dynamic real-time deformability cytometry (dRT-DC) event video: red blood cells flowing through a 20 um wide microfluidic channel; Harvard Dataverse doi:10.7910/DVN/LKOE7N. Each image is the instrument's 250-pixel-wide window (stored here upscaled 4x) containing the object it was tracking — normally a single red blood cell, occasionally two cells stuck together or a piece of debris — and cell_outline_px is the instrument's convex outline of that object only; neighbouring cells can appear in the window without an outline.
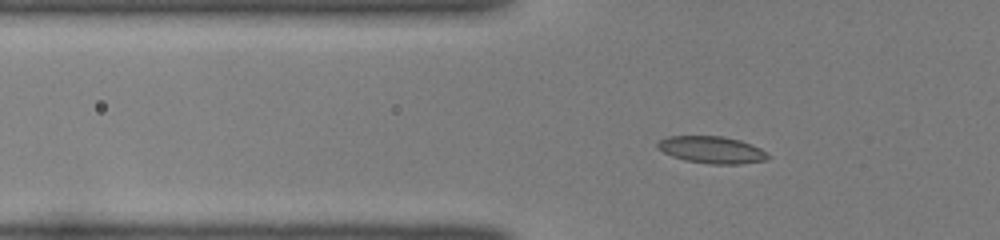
{"species": "common noctule bat (a hibernating species)", "species_latin": "Nyctalus noctula", "temperature_condition": "room temperature", "stored_images_in_passage": 48, "camera_frame_rate_fps": 3000, "um_per_image_px": 0.085, "animal": {"sex": "female", "body_mass_g": 22.0, "forearm_length_mm": 56.7}, "frame": {"image": 1, "passage_image": 14, "time_ms": 4.333, "image_size_px": [1000, 240], "cell_outline_px": [[772, 156], [764, 160], [740, 164], [708, 164], [684, 160], [672, 156], [656, 148], [656, 144], [660, 140], [668, 136], [724, 136], [740, 140], [752, 144], [760, 148]], "centroid_in_image_um": [60.5, 12.73], "position_along_channel_um": 65.3, "area_um2": 17.51}}
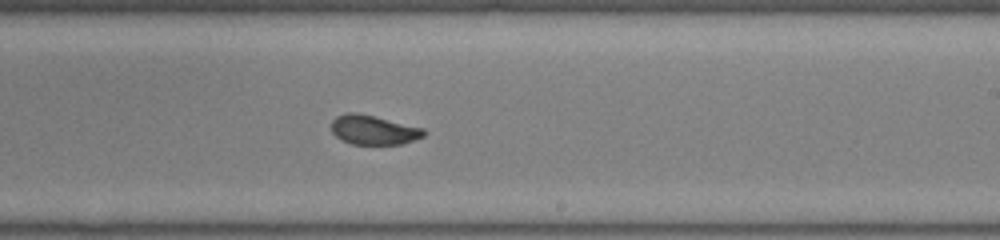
{"frame": {"image": 2, "passage_image": 29, "time_ms": 9.333, "image_size_px": [1000, 240], "cell_outline_px": [[428, 132], [424, 136], [400, 144], [352, 144], [340, 140], [332, 132], [332, 120], [336, 116], [348, 112], [356, 112], [424, 128]], "centroid_in_image_um": [31.74, 11.04], "position_along_channel_um": 257.3, "area_um2": 15.78}}
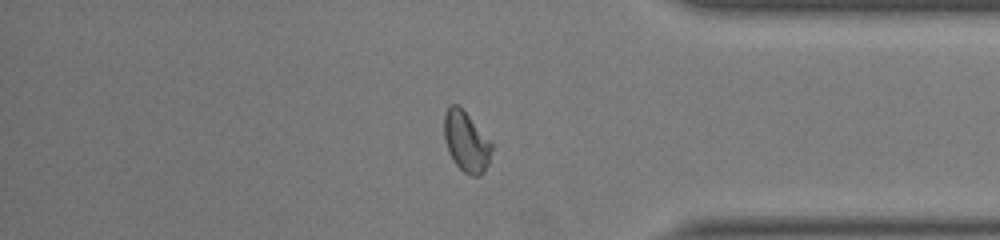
{"frame": {"image": 3, "passage_image": 40, "time_ms": 13.0, "image_size_px": [1000, 240], "cell_outline_px": [[492, 148], [488, 164], [484, 172], [480, 176], [468, 176], [452, 160], [448, 152], [444, 136], [444, 112], [448, 104], [460, 104], [492, 144]], "centroid_in_image_um": [39.6, 12.02], "position_along_channel_um": 395.6, "area_um2": 16.94}}